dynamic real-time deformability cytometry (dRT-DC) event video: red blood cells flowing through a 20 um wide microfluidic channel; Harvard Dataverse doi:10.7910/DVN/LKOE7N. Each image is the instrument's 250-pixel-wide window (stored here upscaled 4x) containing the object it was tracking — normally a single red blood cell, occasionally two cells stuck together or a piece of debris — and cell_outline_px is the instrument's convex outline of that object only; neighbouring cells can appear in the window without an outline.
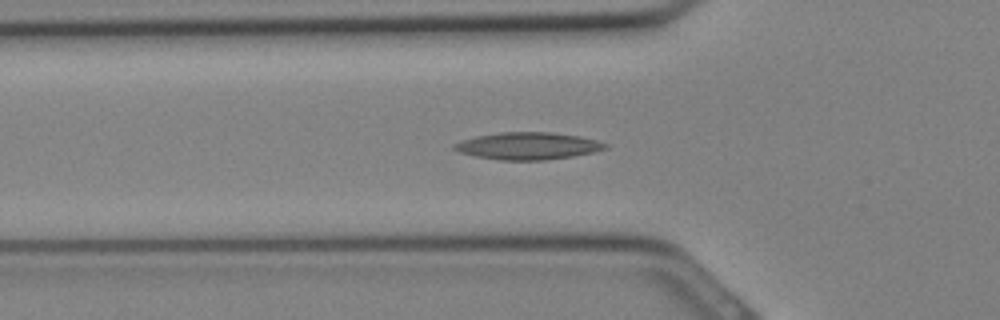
{"species": "Egyptian fruit bat (a non-hibernating species)", "species_latin": "Rousettus aegyptiacus", "temperature_condition": "cold", "stored_images_in_passage": 32, "camera_frame_rate_fps": 3000, "um_per_image_px": 0.085, "animal": {"sex": "female"}, "frame": {"image": 1, "passage_image": 10, "time_ms": 3.0, "image_size_px": [1000, 320], "cell_outline_px": [[608, 148], [592, 152], [572, 156], [544, 160], [500, 160], [476, 156], [460, 152], [452, 148], [452, 144], [460, 140], [476, 136], [500, 132], [552, 132], [580, 136], [596, 140], [608, 144]], "centroid_in_image_um": [44.85, 12.39], "position_along_channel_um": 80.9, "area_um2": 23.93}}
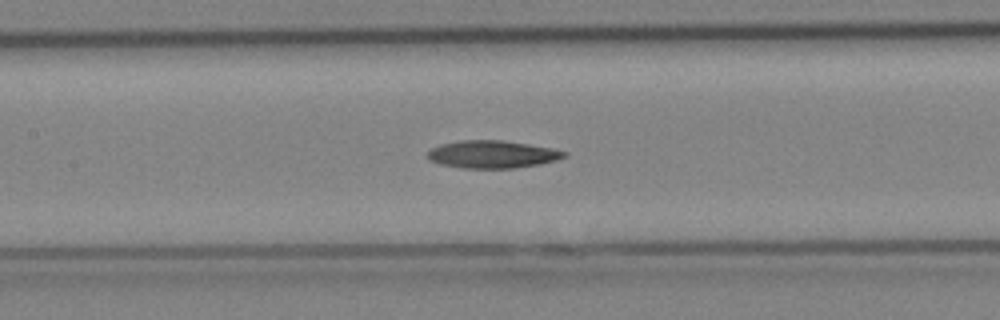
{"frame": {"image": 2, "passage_image": 14, "time_ms": 4.333, "image_size_px": [1000, 320], "cell_outline_px": [[568, 152], [564, 156], [556, 160], [540, 164], [516, 168], [464, 168], [440, 164], [428, 160], [428, 152], [432, 148], [440, 144], [460, 140], [504, 140], [552, 148]], "centroid_in_image_um": [41.83, 13.11], "position_along_channel_um": 165.6, "area_um2": 21.96}}
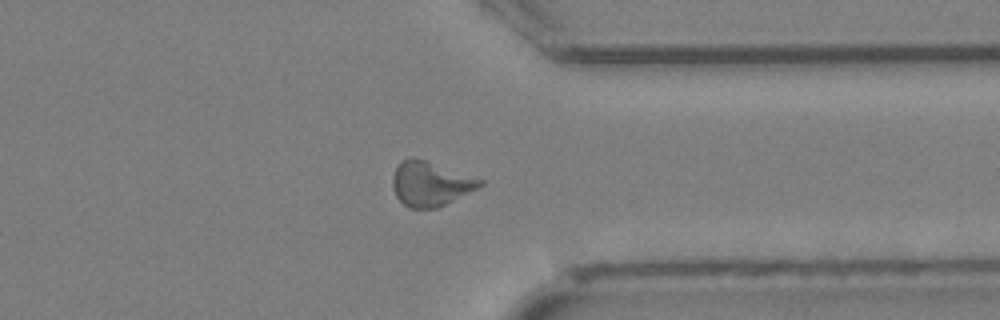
{"frame": {"image": 3, "passage_image": 24, "time_ms": 7.667, "image_size_px": [1000, 320], "cell_outline_px": [[484, 184], [436, 208], [408, 208], [396, 196], [392, 188], [392, 176], [400, 160], [424, 160], [484, 180]], "centroid_in_image_um": [36.54, 15.64], "position_along_channel_um": 374.9, "area_um2": 21.96}}